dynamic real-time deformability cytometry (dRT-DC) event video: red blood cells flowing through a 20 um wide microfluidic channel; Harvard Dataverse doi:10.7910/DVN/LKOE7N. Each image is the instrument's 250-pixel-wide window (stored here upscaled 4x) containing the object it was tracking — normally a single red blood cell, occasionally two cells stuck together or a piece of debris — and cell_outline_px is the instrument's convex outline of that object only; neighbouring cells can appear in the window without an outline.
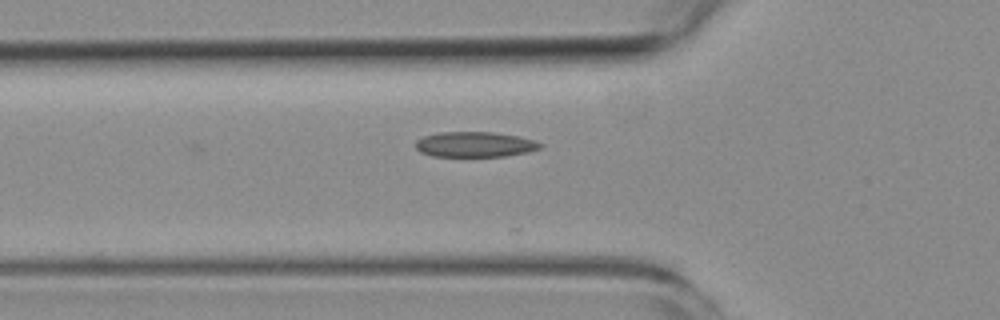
{"species": "common noctule bat (a hibernating species)", "species_latin": "Nyctalus noctula", "temperature_condition": "room temperature", "stored_images_in_passage": 6, "camera_frame_rate_fps": 3000, "um_per_image_px": 0.085, "animal": {"sex": "female", "body_mass_g": 19.3, "forearm_length_mm": 54.1}, "frame": {"image": 1, "passage_image": 6, "time_ms": 6.667, "image_size_px": [1000, 320], "cell_outline_px": [[544, 144], [540, 148], [528, 152], [504, 156], [432, 156], [420, 152], [416, 148], [416, 140], [424, 136], [440, 132], [492, 132], [516, 136], [532, 140]], "centroid_in_image_um": [40.34, 12.28], "position_along_channel_um": 85.5, "area_um2": 18.21}}